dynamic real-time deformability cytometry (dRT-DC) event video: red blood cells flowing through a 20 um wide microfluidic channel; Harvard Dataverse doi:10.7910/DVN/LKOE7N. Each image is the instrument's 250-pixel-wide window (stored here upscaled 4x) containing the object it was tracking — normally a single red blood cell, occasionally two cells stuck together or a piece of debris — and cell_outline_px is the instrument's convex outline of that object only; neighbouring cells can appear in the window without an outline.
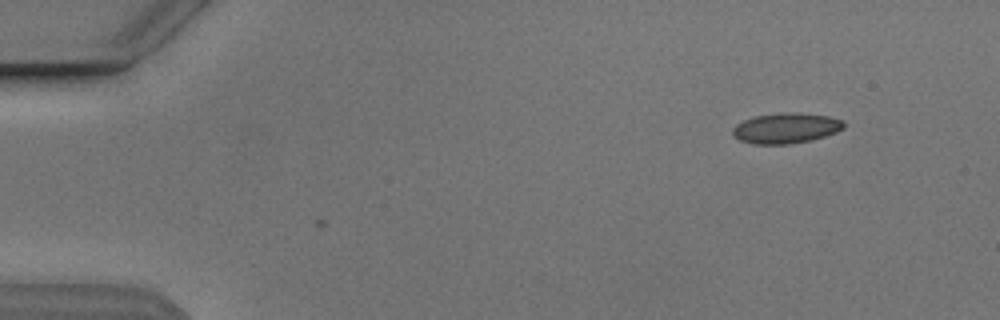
{"species": "Egyptian fruit bat (a non-hibernating species)", "species_latin": "Rousettus aegyptiacus", "temperature_condition": "cold", "stored_images_in_passage": 2, "camera_frame_rate_fps": 3000, "um_per_image_px": 0.085, "animal": {"sex": "male"}, "frame": {"image": 1, "passage_image": 1, "time_ms": 0.0, "image_size_px": [1000, 320], "cell_outline_px": [[844, 128], [836, 132], [812, 140], [788, 144], [752, 144], [740, 140], [732, 136], [732, 128], [736, 124], [752, 116], [780, 112], [796, 112], [828, 116], [840, 120], [844, 124]], "centroid_in_image_um": [66.75, 10.89], "position_along_channel_um": 18.2, "area_um2": 19.83}}